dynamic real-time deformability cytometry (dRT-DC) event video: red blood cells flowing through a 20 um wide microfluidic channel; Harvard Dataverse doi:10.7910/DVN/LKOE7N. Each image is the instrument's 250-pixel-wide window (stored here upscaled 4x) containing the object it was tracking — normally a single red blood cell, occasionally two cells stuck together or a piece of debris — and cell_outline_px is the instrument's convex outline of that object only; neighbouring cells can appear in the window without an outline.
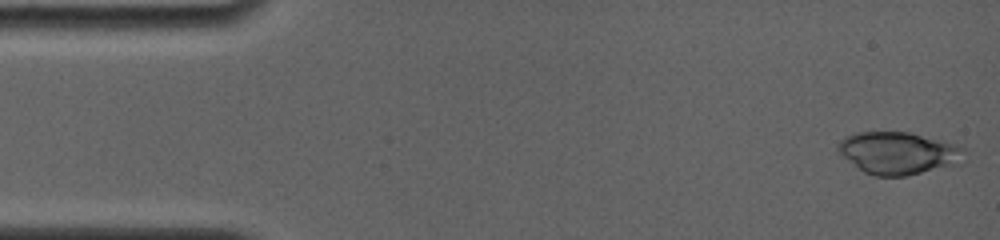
{"species": "common noctule bat (a hibernating species)", "species_latin": "Nyctalus noctula", "temperature_condition": "room temperature", "stored_images_in_passage": 8, "camera_frame_rate_fps": 4000, "um_per_image_px": 0.085, "animal": {"sex": "female", "body_mass_g": 19.0, "forearm_length_mm": 56.7}, "frame": {"image": 1, "passage_image": 1, "time_ms": 0.0, "image_size_px": [1000, 240], "cell_outline_px": [[964, 148], [960, 164], [908, 176], [876, 176], [864, 172], [844, 156], [836, 148], [836, 144], [844, 136], [856, 132], [912, 132], [944, 140]], "centroid_in_image_um": [76.37, 13.0], "position_along_channel_um": 8.6, "area_um2": 31.27}}
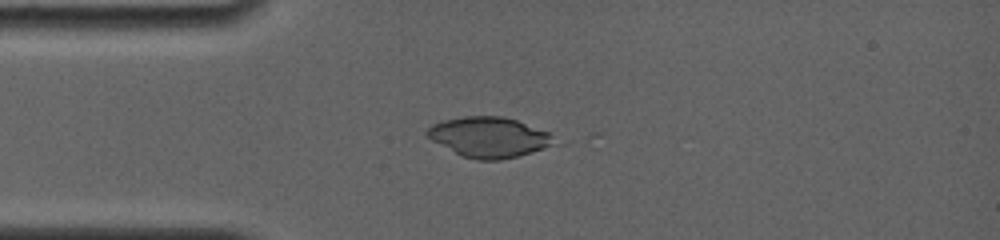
{"frame": {"image": 2, "passage_image": 5, "time_ms": 3.5, "image_size_px": [1000, 240], "cell_outline_px": [[552, 144], [544, 148], [532, 152], [500, 160], [476, 160], [460, 156], [432, 140], [424, 132], [432, 124], [440, 120], [464, 116], [500, 116], [516, 120], [548, 132], [552, 136]], "centroid_in_image_um": [41.49, 11.66], "position_along_channel_um": 43.5, "area_um2": 29.59}}
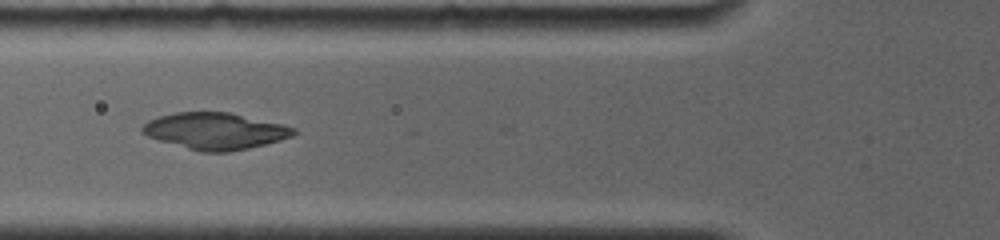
{"frame": {"image": 3, "passage_image": 7, "time_ms": 5.5, "image_size_px": [1000, 240], "cell_outline_px": [[300, 132], [292, 136], [280, 140], [248, 148], [228, 152], [200, 152], [160, 140], [148, 136], [140, 132], [140, 128], [148, 120], [160, 116], [176, 112], [228, 112], [284, 124], [296, 128]], "centroid_in_image_um": [18.31, 11.13], "position_along_channel_um": 107.5, "area_um2": 32.25}}